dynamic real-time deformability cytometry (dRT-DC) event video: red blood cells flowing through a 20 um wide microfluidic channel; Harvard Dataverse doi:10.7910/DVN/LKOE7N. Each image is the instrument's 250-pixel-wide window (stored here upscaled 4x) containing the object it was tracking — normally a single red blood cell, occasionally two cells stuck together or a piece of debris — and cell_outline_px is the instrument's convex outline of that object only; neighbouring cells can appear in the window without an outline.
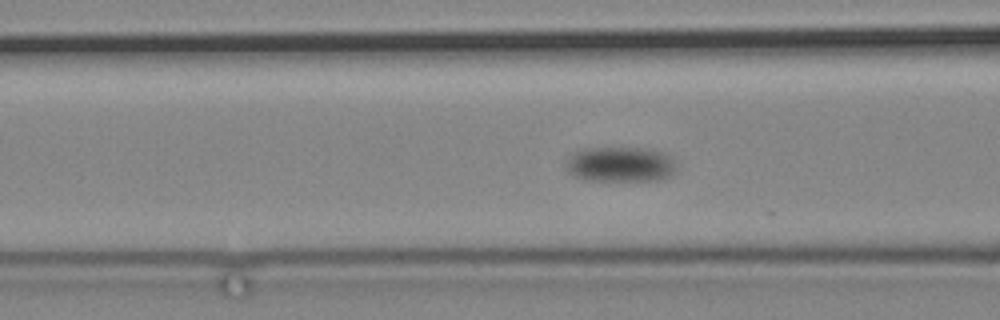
{"species": "common noctule bat (a hibernating species)", "species_latin": "Nyctalus noctula", "temperature_condition": "cold", "stored_images_in_passage": 65, "camera_frame_rate_fps": 3000, "um_per_image_px": 0.085, "animal": {"sex": "male", "body_mass_g": 19.2, "forearm_length_mm": 51.8}, "frame": {"image": 1, "passage_image": 29, "time_ms": 9.333, "image_size_px": [1000, 320], "cell_outline_px": [[676, 172], [672, 176], [660, 180], [588, 180], [576, 176], [568, 172], [564, 164], [564, 160], [572, 152], [584, 148], [652, 148], [668, 152], [672, 156], [676, 164]], "centroid_in_image_um": [52.77, 13.95], "position_along_channel_um": 113.8, "area_um2": 23.29}}
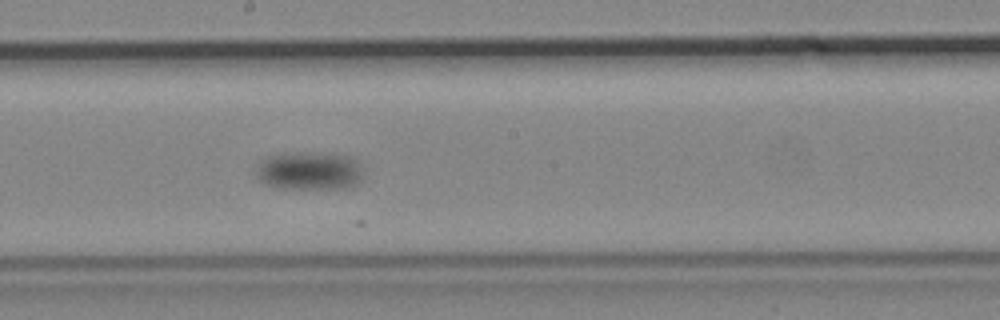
{"frame": {"image": 2, "passage_image": 42, "time_ms": 13.667, "image_size_px": [1000, 320], "cell_outline_px": [[360, 180], [356, 184], [348, 188], [272, 188], [264, 184], [256, 176], [256, 168], [260, 160], [264, 156], [284, 152], [312, 152], [352, 156], [360, 164]], "centroid_in_image_um": [26.21, 14.5], "position_along_channel_um": 222.0, "area_um2": 24.33}}
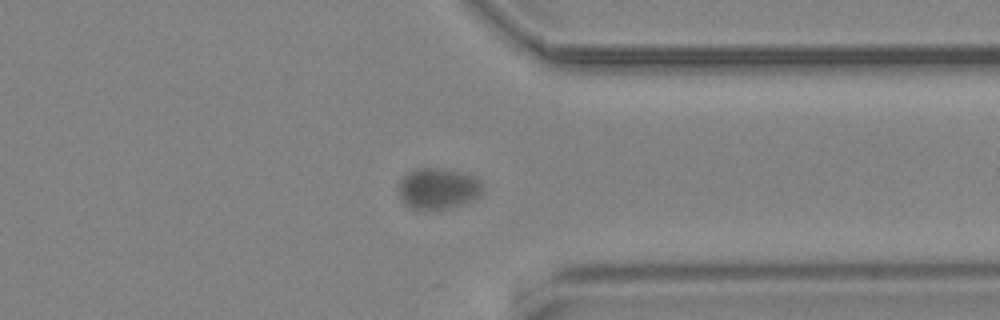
{"frame": {"image": 3, "passage_image": 60, "time_ms": 19.667, "image_size_px": [1000, 320], "cell_outline_px": [[480, 196], [476, 200], [464, 204], [448, 208], [424, 212], [412, 208], [404, 204], [400, 196], [400, 180], [408, 172], [416, 168], [440, 168], [464, 172], [480, 180]], "centroid_in_image_um": [37.23, 16.06], "position_along_channel_um": 374.2, "area_um2": 20.4}}